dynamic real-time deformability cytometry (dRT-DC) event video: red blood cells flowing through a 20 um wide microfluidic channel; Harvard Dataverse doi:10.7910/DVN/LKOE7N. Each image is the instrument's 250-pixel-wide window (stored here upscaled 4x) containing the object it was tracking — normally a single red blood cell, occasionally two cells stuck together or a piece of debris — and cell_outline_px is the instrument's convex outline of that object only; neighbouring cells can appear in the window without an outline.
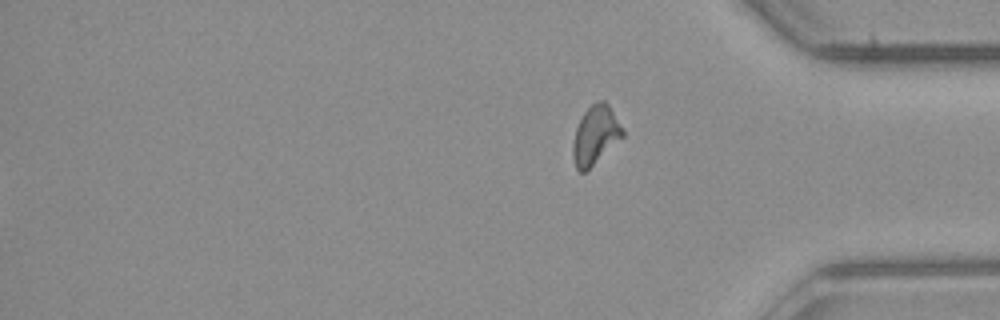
{"species": "common noctule bat (a hibernating species)", "species_latin": "Nyctalus noctula", "temperature_condition": "room temperature", "stored_images_in_passage": 44, "segment_of_instrument_passage": [2, 2], "camera_frame_rate_fps": 3000, "um_per_image_px": 0.085, "animal": {"sex": "male", "body_mass_g": 23.1, "forearm_length_mm": 52.7}, "frame": {"image": 1, "passage_image": 44, "time_ms": 14.333, "image_size_px": [1000, 320], "cell_outline_px": [[624, 136], [584, 172], [580, 172], [576, 168], [572, 156], [572, 144], [576, 128], [584, 112], [596, 100], [604, 100], [608, 104], [624, 132]], "centroid_in_image_um": [50.58, 11.47], "position_along_channel_um": 384.6, "area_um2": 16.65}}